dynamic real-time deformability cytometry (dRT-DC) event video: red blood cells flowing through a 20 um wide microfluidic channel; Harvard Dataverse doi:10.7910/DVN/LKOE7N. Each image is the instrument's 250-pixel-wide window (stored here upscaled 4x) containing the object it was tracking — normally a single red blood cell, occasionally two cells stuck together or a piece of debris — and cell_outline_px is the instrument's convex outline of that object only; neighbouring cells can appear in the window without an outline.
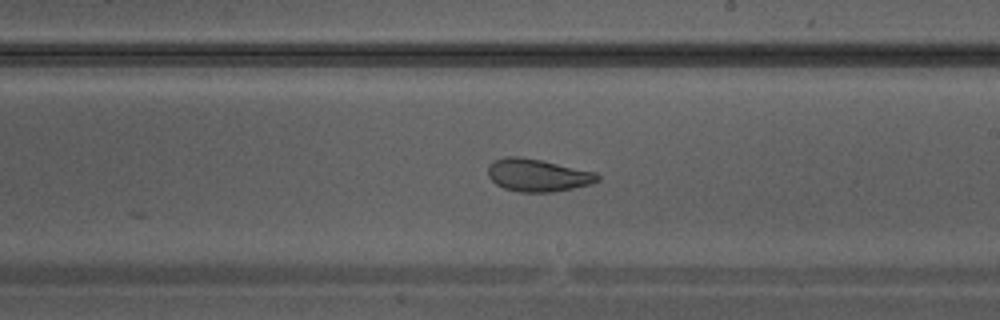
{"species": "Egyptian fruit bat (a non-hibernating species)", "species_latin": "Rousettus aegyptiacus", "temperature_condition": "warm", "stored_images_in_passage": 34, "camera_frame_rate_fps": 3000, "um_per_image_px": 0.085, "animal": {"sex": "male"}, "frame": {"image": 1, "passage_image": 20, "time_ms": 6.333, "image_size_px": [1000, 320], "cell_outline_px": [[600, 180], [592, 184], [552, 192], [520, 192], [504, 188], [496, 184], [488, 176], [488, 168], [496, 160], [504, 156], [520, 156], [540, 160], [596, 172], [600, 176]], "centroid_in_image_um": [45.72, 14.89], "position_along_channel_um": 243.3, "area_um2": 20.69}}